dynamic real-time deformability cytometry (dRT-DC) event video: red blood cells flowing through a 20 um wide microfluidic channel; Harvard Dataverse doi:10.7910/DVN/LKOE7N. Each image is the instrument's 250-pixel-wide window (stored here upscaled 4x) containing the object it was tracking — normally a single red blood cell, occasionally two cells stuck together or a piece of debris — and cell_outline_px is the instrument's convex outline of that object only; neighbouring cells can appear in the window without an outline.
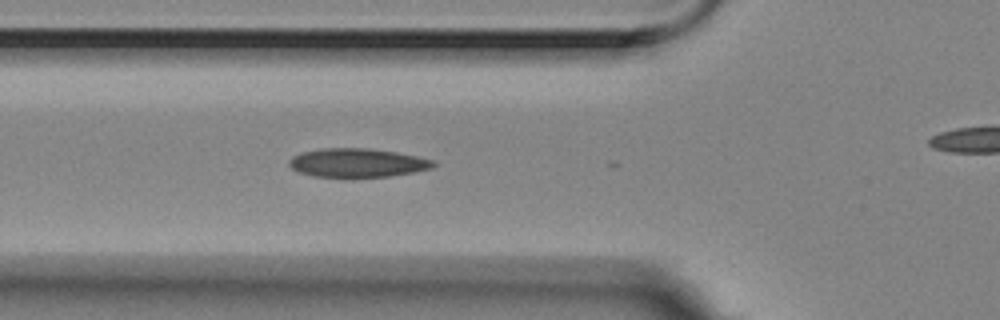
{"species": "Egyptian fruit bat (a non-hibernating species)", "species_latin": "Rousettus aegyptiacus", "temperature_condition": "room temperature", "stored_images_in_passage": 5, "camera_frame_rate_fps": 3000, "um_per_image_px": 0.085, "animal": {"sex": "female"}, "frame": {"image": 1, "passage_image": 5, "time_ms": 1.333, "image_size_px": [1000, 320], "cell_outline_px": [[436, 164], [432, 168], [412, 172], [388, 176], [352, 180], [348, 180], [312, 176], [296, 172], [288, 164], [288, 160], [292, 156], [304, 152], [324, 148], [368, 148], [396, 152], [416, 156], [432, 160]], "centroid_in_image_um": [30.3, 13.88], "position_along_channel_um": 95.5, "area_um2": 24.97}}